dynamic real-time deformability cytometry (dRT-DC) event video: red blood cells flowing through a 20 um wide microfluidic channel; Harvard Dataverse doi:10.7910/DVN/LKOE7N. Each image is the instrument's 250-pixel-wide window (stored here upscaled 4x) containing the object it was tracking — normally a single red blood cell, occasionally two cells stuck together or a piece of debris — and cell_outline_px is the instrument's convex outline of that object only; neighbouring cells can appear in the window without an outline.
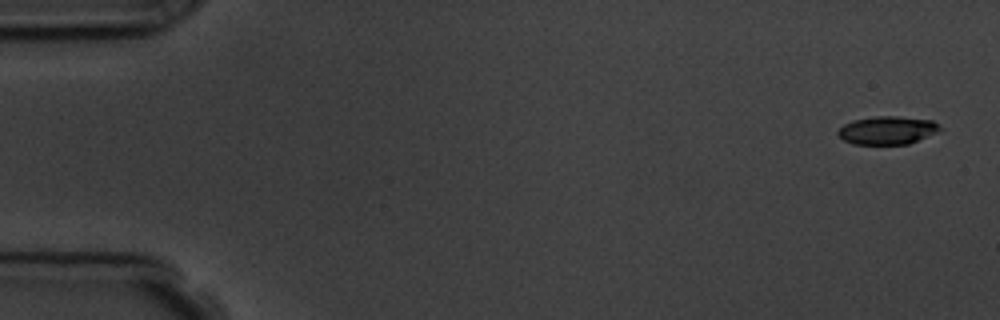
{"species": "common noctule bat (a hibernating species)", "species_latin": "Nyctalus noctula", "temperature_condition": "room temperature", "stored_images_in_passage": 4, "camera_frame_rate_fps": 3000, "um_per_image_px": 0.085, "animal": {"sex": "male", "body_mass_g": 19.5, "forearm_length_mm": 54.6}, "frame": {"image": 1, "passage_image": 1, "time_ms": 0.0, "image_size_px": [1000, 320], "cell_outline_px": [[940, 128], [936, 132], [908, 144], [852, 144], [844, 140], [836, 132], [844, 124], [852, 120], [876, 116], [896, 116], [932, 120]], "centroid_in_image_um": [75.37, 11.07], "position_along_channel_um": 9.6, "area_um2": 16.47}}